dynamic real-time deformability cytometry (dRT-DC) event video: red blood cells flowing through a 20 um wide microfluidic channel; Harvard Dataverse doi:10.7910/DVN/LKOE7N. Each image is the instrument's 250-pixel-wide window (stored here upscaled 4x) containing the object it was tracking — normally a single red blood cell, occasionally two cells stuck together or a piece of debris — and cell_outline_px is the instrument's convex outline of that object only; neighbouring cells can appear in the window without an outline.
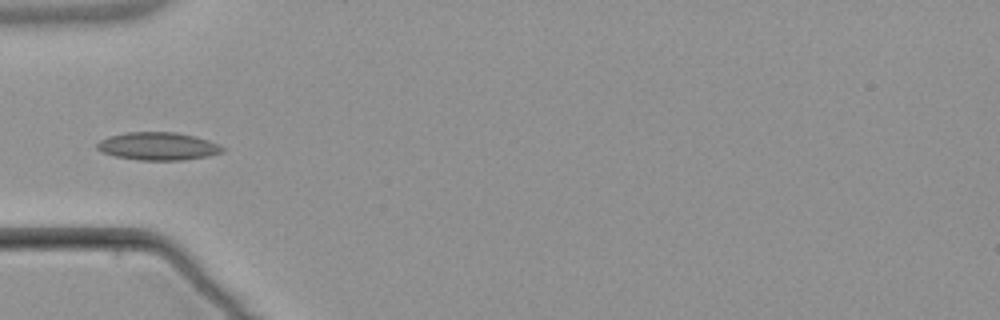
{"species": "common noctule bat (a hibernating species)", "species_latin": "Nyctalus noctula", "temperature_condition": "warm", "stored_images_in_passage": 7, "camera_frame_rate_fps": 3000, "um_per_image_px": 0.085, "animal": {"sex": "male", "body_mass_g": 21.5, "forearm_length_mm": 52.0}, "frame": {"image": 1, "passage_image": 5, "time_ms": 5.667, "image_size_px": [1000, 320], "cell_outline_px": [[224, 152], [208, 156], [184, 160], [140, 160], [116, 156], [100, 152], [96, 148], [96, 144], [100, 140], [108, 136], [128, 132], [176, 132], [196, 136], [220, 144], [224, 148]], "centroid_in_image_um": [13.44, 12.42], "position_along_channel_um": 71.6, "area_um2": 20.52}}
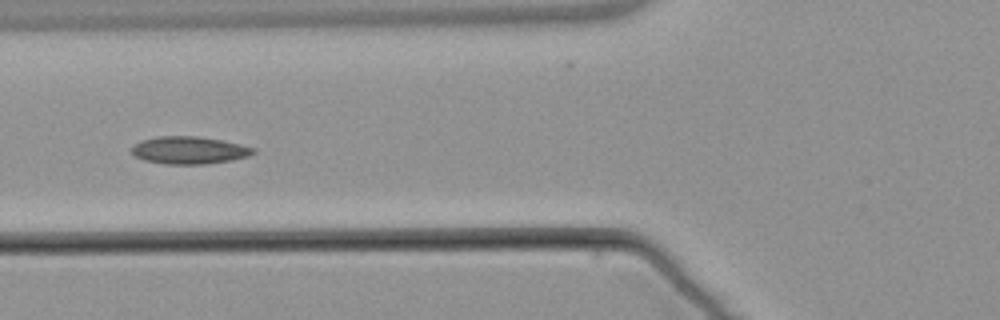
{"frame": {"image": 2, "passage_image": 6, "time_ms": 6.667, "image_size_px": [1000, 320], "cell_outline_px": [[256, 152], [248, 156], [232, 160], [208, 164], [164, 164], [144, 160], [136, 156], [132, 152], [132, 148], [136, 144], [144, 140], [156, 136], [196, 136], [220, 140], [240, 144], [256, 148]], "centroid_in_image_um": [16.12, 12.77], "position_along_channel_um": 109.7, "area_um2": 19.36}}